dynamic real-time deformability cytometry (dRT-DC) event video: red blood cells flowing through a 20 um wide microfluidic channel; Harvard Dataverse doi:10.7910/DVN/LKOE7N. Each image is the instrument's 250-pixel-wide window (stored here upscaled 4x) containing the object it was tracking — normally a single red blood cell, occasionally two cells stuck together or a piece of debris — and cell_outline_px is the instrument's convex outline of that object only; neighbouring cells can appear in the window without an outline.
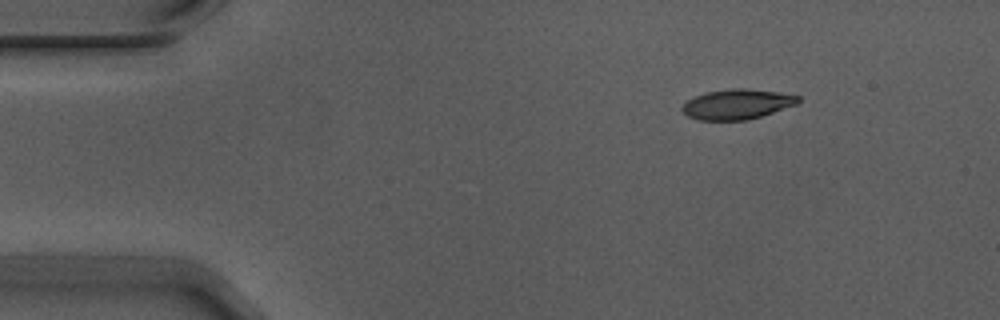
{"species": "Egyptian fruit bat (a non-hibernating species)", "species_latin": "Rousettus aegyptiacus", "temperature_condition": "warm", "stored_images_in_passage": 49, "camera_frame_rate_fps": 3000, "um_per_image_px": 0.085, "animal": {"sex": "male"}, "frame": {"image": 1, "passage_image": 1, "time_ms": 0.0, "image_size_px": [1000, 320], "cell_outline_px": [[800, 100], [796, 104], [748, 120], [700, 120], [688, 116], [680, 108], [688, 100], [704, 92], [732, 88], [744, 88], [776, 92], [800, 96]], "centroid_in_image_um": [62.62, 8.85], "position_along_channel_um": 22.4, "area_um2": 20.06}}
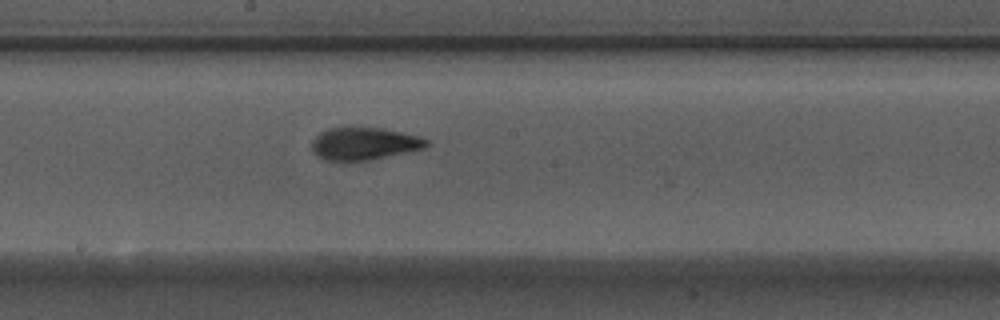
{"frame": {"image": 2, "passage_image": 23, "time_ms": 7.333, "image_size_px": [1000, 320], "cell_outline_px": [[428, 144], [424, 148], [368, 160], [324, 160], [316, 156], [312, 148], [312, 140], [320, 132], [328, 128], [352, 124], [384, 128], [416, 136], [428, 140]], "centroid_in_image_um": [30.88, 12.15], "position_along_channel_um": 217.3, "area_um2": 22.08}}
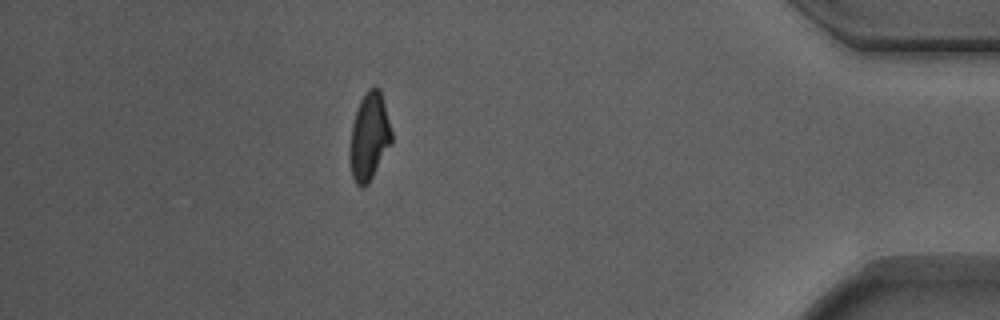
{"frame": {"image": 3, "passage_image": 42, "time_ms": 13.667, "image_size_px": [1000, 320], "cell_outline_px": [[392, 144], [368, 184], [364, 188], [360, 188], [356, 184], [352, 176], [348, 152], [352, 124], [360, 100], [364, 92], [368, 88], [376, 84], [380, 88], [392, 132]], "centroid_in_image_um": [31.38, 11.61], "position_along_channel_um": 403.8, "area_um2": 21.73}, "authors_computed_cell_mechanics": {"area_um2": 21.5016, "velocity_mm_per_s": 3.73, "shape_relaxation_time_tau1_ms": 3.6408, "shape_relaxation_time_tau2_ms": 1.2312, "deformation_change_tau1": 0.1619, "deformation_change_tau2": 0.0718}}